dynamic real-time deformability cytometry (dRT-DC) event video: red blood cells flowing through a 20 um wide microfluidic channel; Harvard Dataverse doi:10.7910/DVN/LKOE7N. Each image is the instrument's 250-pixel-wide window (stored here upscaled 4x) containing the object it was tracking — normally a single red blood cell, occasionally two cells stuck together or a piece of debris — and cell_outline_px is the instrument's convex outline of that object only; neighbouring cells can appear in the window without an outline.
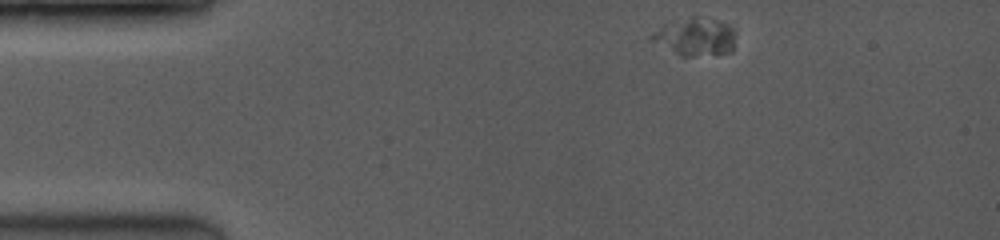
{"species": "common noctule bat (a hibernating species)", "species_latin": "Nyctalus noctula", "temperature_condition": "room temperature", "stored_images_in_passage": 22, "camera_frame_rate_fps": 3500, "um_per_image_px": 0.085, "animal": {"sex": "female", "body_mass_g": 19.0, "forearm_length_mm": 53.3}, "frame": {"image": 1, "passage_image": 1, "time_ms": 0.0, "image_size_px": [1000, 240], "cell_outline_px": [[736, 28], [732, 52], [692, 56], [680, 56], [652, 40], [648, 36], [664, 28], [692, 16], [696, 16], [716, 20], [728, 24]], "centroid_in_image_um": [59.21, 3.15], "position_along_channel_um": 25.8, "area_um2": 17.8}}
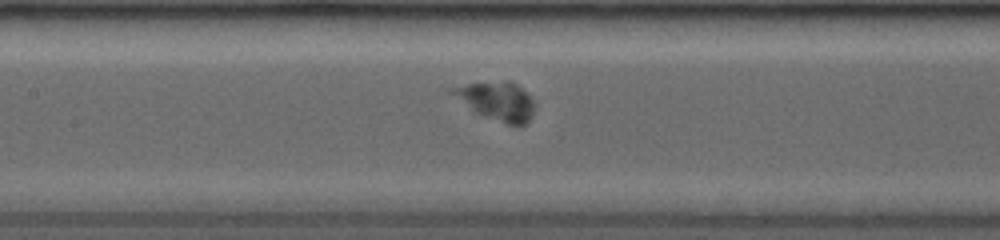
{"frame": {"image": 2, "passage_image": 13, "time_ms": 5.143, "image_size_px": [1000, 240], "cell_outline_px": [[536, 104], [532, 116], [524, 124], [508, 124], [476, 112], [448, 92], [448, 88], [468, 84], [508, 80], [516, 84]], "centroid_in_image_um": [42.22, 8.56], "position_along_channel_um": 165.2, "area_um2": 17.92}}
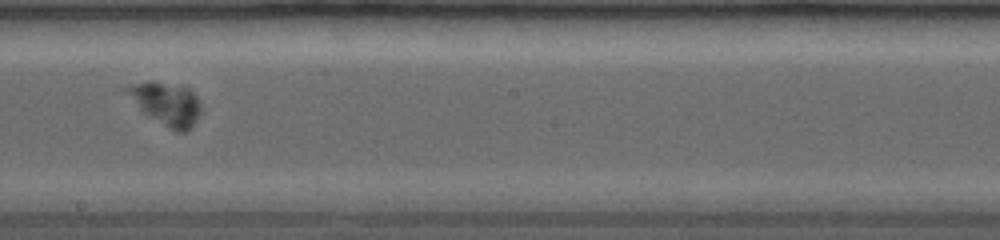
{"frame": {"image": 3, "passage_image": 17, "time_ms": 6.857, "image_size_px": [1000, 240], "cell_outline_px": [[200, 112], [192, 128], [184, 132], [176, 132], [144, 112], [140, 108], [124, 88], [148, 80], [152, 80], [184, 84], [196, 96], [200, 104]], "centroid_in_image_um": [14.2, 8.78], "position_along_channel_um": 234.0, "area_um2": 18.26}}